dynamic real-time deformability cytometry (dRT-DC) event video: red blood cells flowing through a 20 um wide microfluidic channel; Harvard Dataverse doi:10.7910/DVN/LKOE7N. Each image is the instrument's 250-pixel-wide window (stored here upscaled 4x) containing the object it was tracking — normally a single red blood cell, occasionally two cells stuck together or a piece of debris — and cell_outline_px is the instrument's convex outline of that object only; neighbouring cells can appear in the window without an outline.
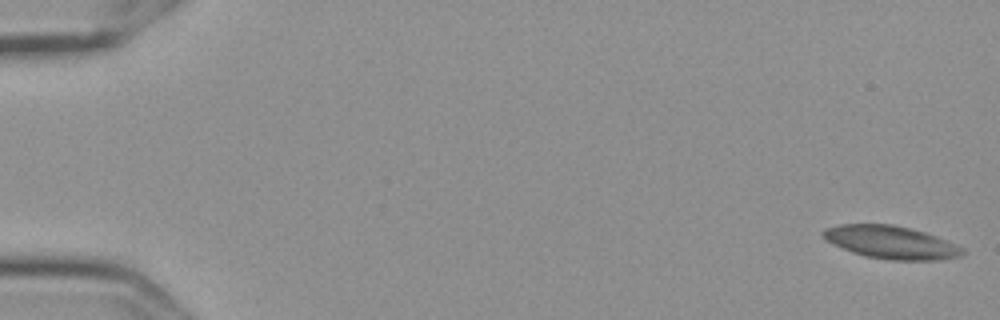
{"species": "Egyptian fruit bat (a non-hibernating species)", "species_latin": "Rousettus aegyptiacus", "temperature_condition": "cold", "stored_images_in_passage": 58, "camera_frame_rate_fps": 3000, "um_per_image_px": 0.085, "frame": {"image": 1, "passage_image": 1, "time_ms": 0.0, "image_size_px": [1000, 320], "cell_outline_px": [[964, 252], [960, 256], [940, 260], [888, 260], [864, 256], [852, 252], [832, 244], [820, 236], [820, 232], [824, 228], [840, 224], [892, 224], [924, 232], [936, 236], [956, 244], [964, 248]], "centroid_in_image_um": [75.69, 20.6], "position_along_channel_um": 9.3, "area_um2": 26.88}}
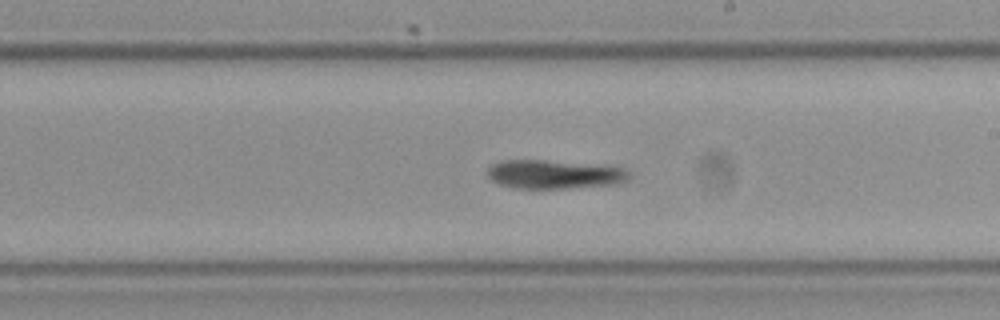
{"frame": {"image": 2, "passage_image": 34, "time_ms": 11.0, "image_size_px": [1000, 320], "cell_outline_px": [[632, 180], [616, 184], [568, 188], [512, 188], [500, 184], [492, 180], [488, 176], [488, 168], [492, 164], [500, 160], [544, 160], [608, 164], [628, 168], [632, 176]], "centroid_in_image_um": [47.25, 14.8], "position_along_channel_um": 241.8, "area_um2": 24.51}}
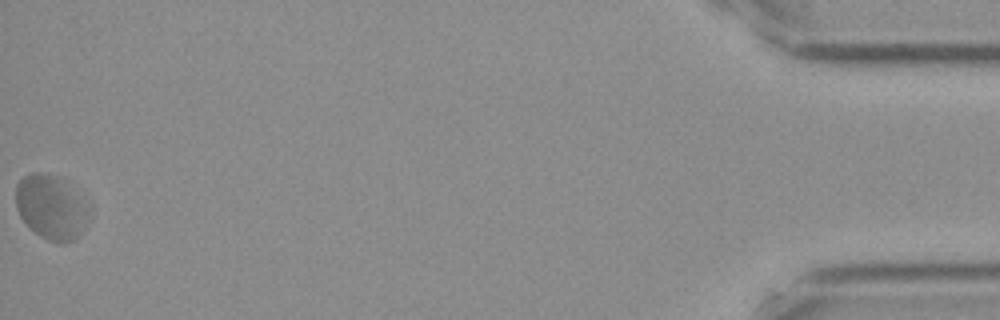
{"frame": {"image": 3, "passage_image": 58, "time_ms": 19.0, "image_size_px": [1000, 320], "cell_outline_px": [[92, 216], [80, 232], [72, 240], [64, 244], [60, 244], [48, 240], [40, 236], [28, 228], [20, 216], [16, 208], [16, 184], [24, 176], [32, 172], [40, 172], [64, 176], [68, 180], [88, 204]], "centroid_in_image_um": [4.38, 17.58], "position_along_channel_um": 430.8, "area_um2": 28.38}, "authors_computed_cell_mechanics": {"area_um2": 24.565, "velocity_mm_per_s": 3.5149, "shape_relaxation_time_tau1_ms": 4.3788, "shape_relaxation_time_tau2_ms": null, "deformation_change_tau1": 0.0954, "deformation_change_tau2": null}}